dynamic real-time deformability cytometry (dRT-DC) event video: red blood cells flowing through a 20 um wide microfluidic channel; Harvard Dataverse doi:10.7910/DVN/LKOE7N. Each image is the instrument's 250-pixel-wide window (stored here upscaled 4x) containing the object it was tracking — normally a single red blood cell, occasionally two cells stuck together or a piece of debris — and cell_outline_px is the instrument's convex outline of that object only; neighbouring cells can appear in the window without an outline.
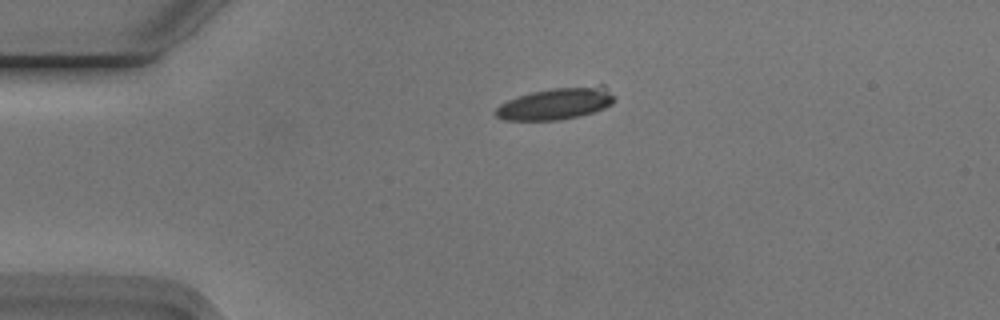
{"species": "Egyptian fruit bat (a non-hibernating species)", "species_latin": "Rousettus aegyptiacus", "temperature_condition": "cold", "stored_images_in_passage": 19, "camera_frame_rate_fps": 3000, "um_per_image_px": 0.085, "animal": {"sex": "male"}, "frame": {"image": 1, "passage_image": 1, "time_ms": 0.0, "image_size_px": [1000, 320], "cell_outline_px": [[612, 104], [604, 108], [580, 116], [560, 120], [504, 120], [496, 116], [492, 112], [500, 104], [508, 100], [532, 92], [552, 88], [600, 84], [604, 84], [612, 96]], "centroid_in_image_um": [47.24, 8.8], "position_along_channel_um": 37.8, "area_um2": 22.02}}
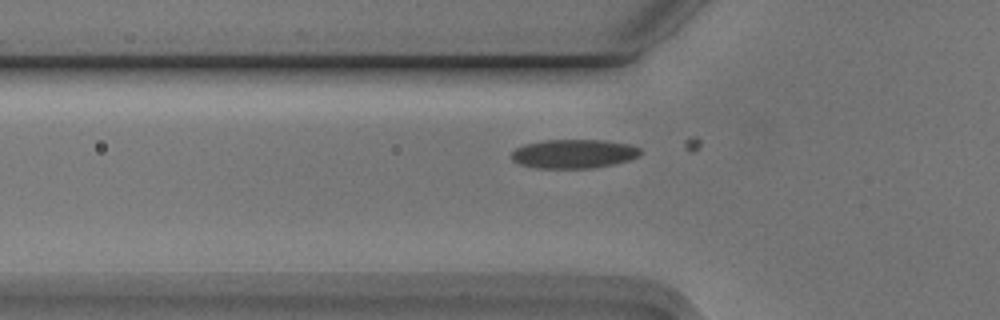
{"frame": {"image": 2, "passage_image": 7, "time_ms": 2.0, "image_size_px": [1000, 320], "cell_outline_px": [[640, 156], [628, 160], [612, 164], [592, 168], [536, 168], [520, 164], [512, 160], [512, 152], [516, 148], [524, 144], [544, 140], [604, 140], [628, 144], [640, 148]], "centroid_in_image_um": [48.75, 13.07], "position_along_channel_um": 77.0, "area_um2": 21.68}}